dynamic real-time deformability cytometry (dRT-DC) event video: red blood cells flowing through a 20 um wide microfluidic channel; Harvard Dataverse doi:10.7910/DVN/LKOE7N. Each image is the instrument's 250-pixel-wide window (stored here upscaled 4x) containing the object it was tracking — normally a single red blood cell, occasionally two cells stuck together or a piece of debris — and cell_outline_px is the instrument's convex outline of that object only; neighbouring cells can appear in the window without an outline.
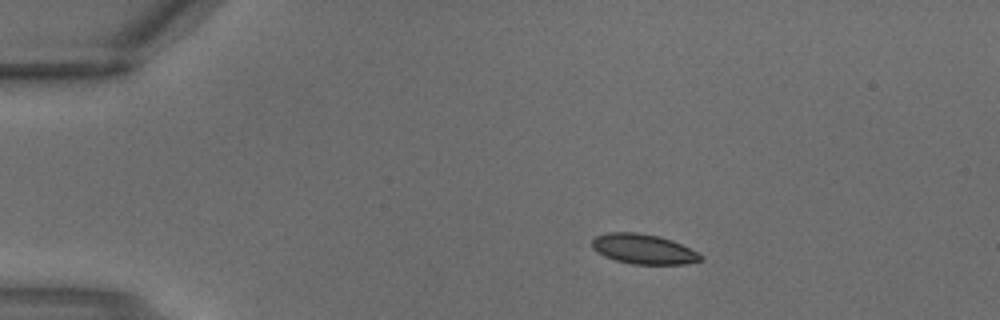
{"species": "common noctule bat (a hibernating species)", "species_latin": "Nyctalus noctula", "temperature_condition": "warm", "stored_images_in_passage": 2, "camera_frame_rate_fps": 3000, "um_per_image_px": 0.085, "animal": {"sex": "male", "body_mass_g": 18.8}, "frame": {"image": 1, "passage_image": 1, "time_ms": 0.0, "image_size_px": [1000, 320], "cell_outline_px": [[704, 260], [684, 264], [632, 264], [616, 260], [604, 256], [596, 252], [592, 248], [592, 240], [596, 236], [608, 232], [636, 232], [660, 236], [672, 240], [704, 256]], "centroid_in_image_um": [54.68, 21.17], "position_along_channel_um": 30.3, "area_um2": 18.96}}